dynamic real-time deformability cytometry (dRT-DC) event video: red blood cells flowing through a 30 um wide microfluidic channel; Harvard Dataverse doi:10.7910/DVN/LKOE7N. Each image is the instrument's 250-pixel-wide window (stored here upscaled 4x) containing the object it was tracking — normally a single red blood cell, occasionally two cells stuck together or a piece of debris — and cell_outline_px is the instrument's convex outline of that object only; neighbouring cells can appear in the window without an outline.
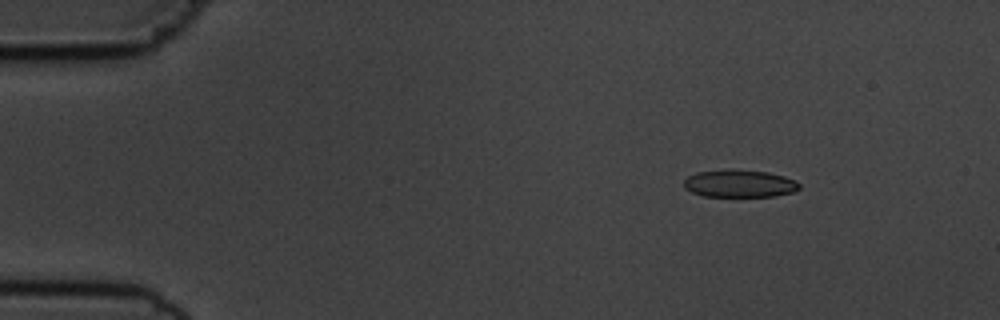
{"species": "common noctule bat (a hibernating species)", "species_latin": "Nyctalus noctula", "temperature_condition": "cold", "stored_images_in_passage": 4, "camera_frame_rate_fps": 3000, "um_per_image_px": 0.085, "animal": {"sex": "male", "body_mass_g": 19.5, "forearm_length_mm": 54.6}, "frame": {"image": 1, "passage_image": 1, "time_ms": 0.0, "image_size_px": [1000, 320], "cell_outline_px": [[800, 188], [792, 192], [776, 196], [704, 196], [692, 192], [684, 188], [684, 180], [688, 176], [696, 172], [732, 168], [768, 172], [784, 176], [800, 184]], "centroid_in_image_um": [62.83, 15.59], "position_along_channel_um": 22.2, "area_um2": 18.61}}
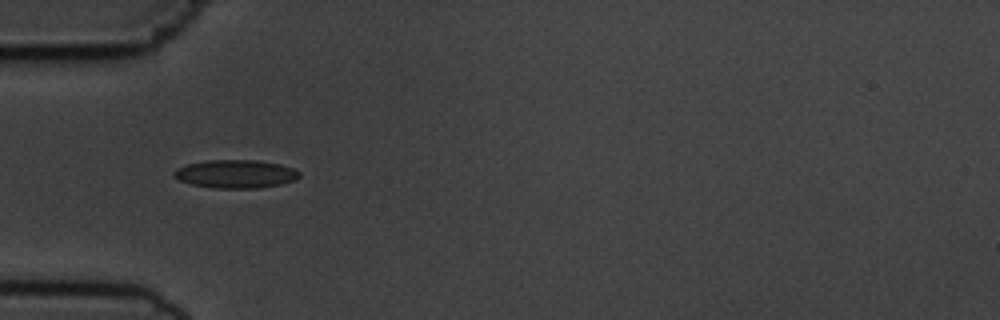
{"frame": {"image": 2, "passage_image": 4, "time_ms": 3.333, "image_size_px": [1000, 320], "cell_outline_px": [[300, 176], [296, 180], [280, 184], [260, 188], [212, 188], [192, 184], [180, 180], [172, 176], [172, 172], [176, 168], [188, 164], [208, 160], [256, 160], [280, 164], [292, 168], [300, 172]], "centroid_in_image_um": [20.02, 14.79], "position_along_channel_um": 65.0, "area_um2": 20.69}}